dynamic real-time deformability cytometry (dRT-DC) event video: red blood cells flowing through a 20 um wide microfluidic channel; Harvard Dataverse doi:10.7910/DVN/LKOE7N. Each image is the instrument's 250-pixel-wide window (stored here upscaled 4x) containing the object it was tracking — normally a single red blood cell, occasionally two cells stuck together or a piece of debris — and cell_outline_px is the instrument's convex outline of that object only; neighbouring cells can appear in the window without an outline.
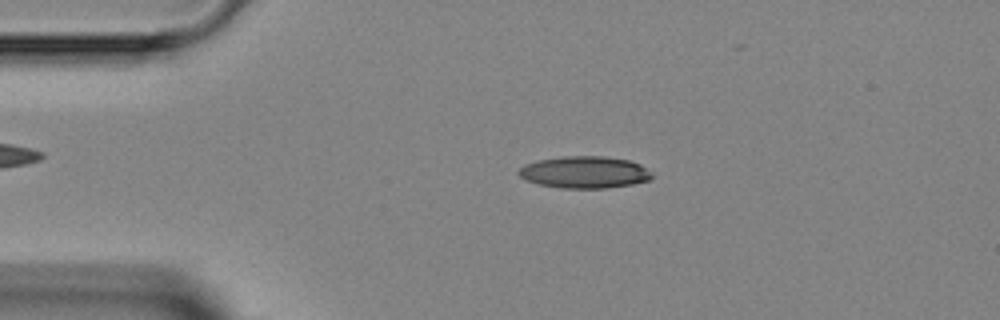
{"species": "Egyptian fruit bat (a non-hibernating species)", "species_latin": "Rousettus aegyptiacus", "temperature_condition": "room temperature", "stored_images_in_passage": 3, "camera_frame_rate_fps": 3000, "um_per_image_px": 0.085, "animal": {"sex": "female"}, "frame": {"image": 1, "passage_image": 3, "time_ms": 3.0, "image_size_px": [1000, 320], "cell_outline_px": [[652, 176], [648, 180], [632, 184], [608, 188], [560, 188], [540, 184], [528, 180], [520, 176], [516, 172], [524, 164], [540, 160], [564, 156], [604, 156], [628, 160], [640, 164]], "centroid_in_image_um": [49.66, 14.64], "position_along_channel_um": 35.3, "area_um2": 24.51}}